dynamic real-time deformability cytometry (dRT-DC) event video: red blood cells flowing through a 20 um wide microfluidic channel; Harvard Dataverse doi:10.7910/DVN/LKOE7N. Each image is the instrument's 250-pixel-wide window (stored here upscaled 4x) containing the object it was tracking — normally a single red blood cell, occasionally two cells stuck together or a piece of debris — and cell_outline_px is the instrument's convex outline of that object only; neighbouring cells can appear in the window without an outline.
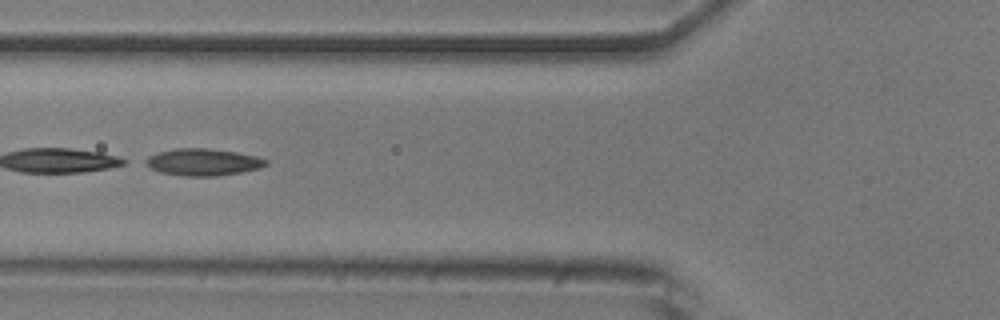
{"species": "common noctule bat (a hibernating species)", "species_latin": "Nyctalus noctula", "temperature_condition": "room temperature", "stored_images_in_passage": 47, "camera_frame_rate_fps": 3000, "um_per_image_px": 0.085, "animal": {"sex": "male", "body_mass_g": 20.5, "forearm_length_mm": 52.5}, "frame": {"image": 1, "passage_image": 19, "time_ms": 6.0, "image_size_px": [1000, 320], "cell_outline_px": [[268, 164], [260, 168], [240, 172], [216, 176], [184, 176], [160, 172], [144, 164], [140, 160], [156, 152], [176, 148], [208, 148], [236, 152], [256, 156], [268, 160]], "centroid_in_image_um": [17.2, 13.77], "position_along_channel_um": 108.6, "area_um2": 19.07}, "authors_computed_cell_mechanics": {"area_um2": 18.9584, "velocity_mm_per_s": 3.7929, "shape_relaxation_time_tau1_ms": 0.5938, "shape_relaxation_time_tau2_ms": 3.6031, "deformation_change_tau1": 0.2666, "deformation_change_tau2": 0.1122}}